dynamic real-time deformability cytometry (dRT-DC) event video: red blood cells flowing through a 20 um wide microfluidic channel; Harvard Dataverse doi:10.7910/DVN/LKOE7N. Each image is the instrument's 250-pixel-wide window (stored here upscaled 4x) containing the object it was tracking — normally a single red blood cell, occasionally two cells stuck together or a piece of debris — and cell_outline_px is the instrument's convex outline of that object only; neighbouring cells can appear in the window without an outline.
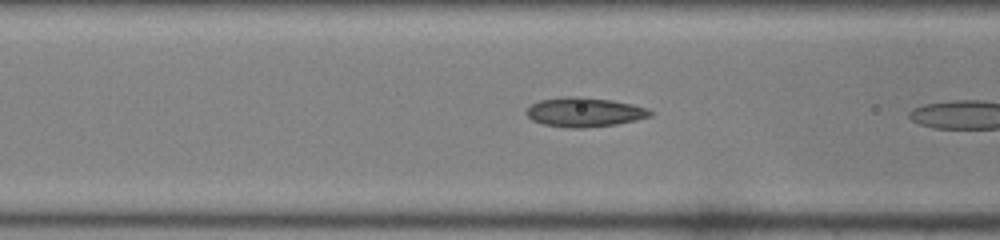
{"species": "common noctule bat (a hibernating species)", "species_latin": "Nyctalus noctula", "temperature_condition": "room temperature", "stored_images_in_passage": 11, "camera_frame_rate_fps": 3000, "um_per_image_px": 0.085, "animal": {"sex": "female", "body_mass_g": 22.0, "forearm_length_mm": 56.7}, "frame": {"image": 1, "passage_image": 10, "time_ms": 3.0, "image_size_px": [1000, 240], "cell_outline_px": [[652, 116], [636, 120], [616, 124], [584, 128], [572, 128], [544, 124], [532, 120], [524, 112], [532, 104], [540, 100], [564, 96], [580, 96], [612, 100], [632, 104], [648, 108], [652, 112]], "centroid_in_image_um": [49.69, 9.52], "position_along_channel_um": 116.9, "area_um2": 21.21}}